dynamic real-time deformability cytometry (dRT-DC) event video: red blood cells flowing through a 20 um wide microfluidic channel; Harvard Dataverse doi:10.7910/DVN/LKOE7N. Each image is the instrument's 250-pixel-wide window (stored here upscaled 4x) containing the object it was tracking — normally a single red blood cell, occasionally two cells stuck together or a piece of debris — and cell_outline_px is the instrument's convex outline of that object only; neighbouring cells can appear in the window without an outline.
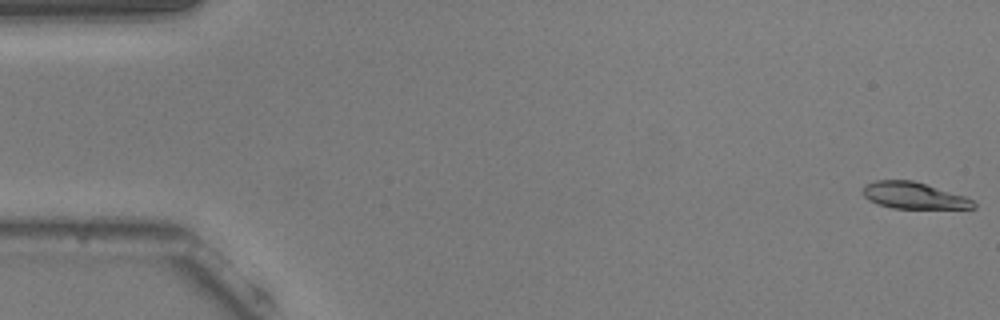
{"species": "common noctule bat (a hibernating species)", "species_latin": "Nyctalus noctula", "temperature_condition": "warm", "stored_images_in_passage": 55, "camera_frame_rate_fps": 3000, "um_per_image_px": 0.085, "animal": {"sex": "male", "body_mass_g": 20.5, "forearm_length_mm": 52.5}, "frame": {"image": 1, "passage_image": 1, "time_ms": 0.0, "image_size_px": [1000, 320], "cell_outline_px": [[976, 208], [892, 208], [868, 200], [860, 192], [864, 184], [876, 180], [912, 180], [964, 196], [972, 200], [976, 204]], "centroid_in_image_um": [77.6, 16.61], "position_along_channel_um": 7.4, "area_um2": 16.99}}
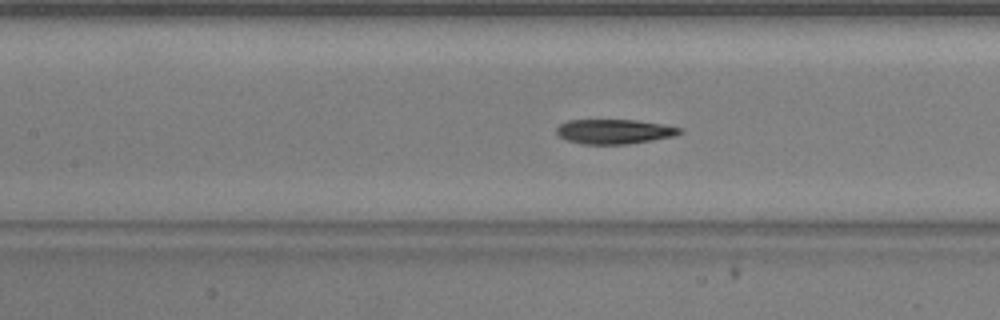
{"frame": {"image": 2, "passage_image": 24, "time_ms": 7.667, "image_size_px": [1000, 320], "cell_outline_px": [[684, 132], [676, 136], [628, 144], [584, 144], [568, 140], [560, 136], [556, 132], [556, 128], [560, 124], [568, 120], [636, 120], [684, 128]], "centroid_in_image_um": [52.26, 11.18], "position_along_channel_um": 155.1, "area_um2": 17.69}}
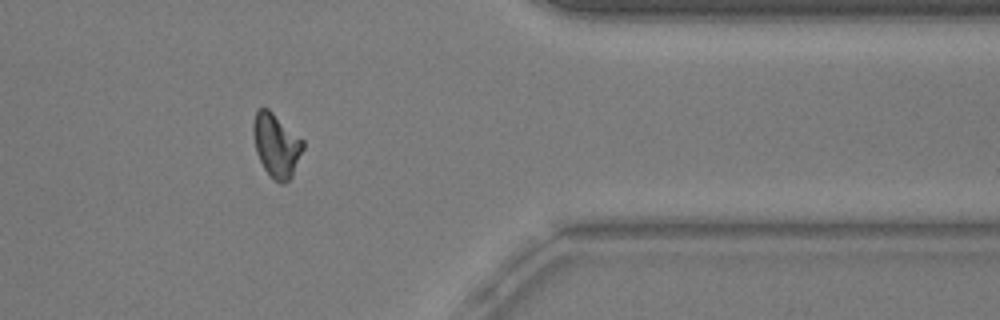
{"frame": {"image": 3, "passage_image": 44, "time_ms": 14.333, "image_size_px": [1000, 320], "cell_outline_px": [[304, 148], [292, 176], [284, 184], [280, 184], [264, 168], [256, 152], [252, 132], [252, 124], [256, 108], [268, 108], [304, 140]], "centroid_in_image_um": [23.48, 12.31], "position_along_channel_um": 387.9, "area_um2": 18.5}, "authors_computed_cell_mechanics": {"area_um2": 18.0336, "velocity_mm_per_s": 3.7796, "shape_relaxation_time_tau1_ms": 5.5797, "shape_relaxation_time_tau2_ms": 5.107, "deformation_change_tau1": 0.1692, "deformation_change_tau2": 0.1164}}